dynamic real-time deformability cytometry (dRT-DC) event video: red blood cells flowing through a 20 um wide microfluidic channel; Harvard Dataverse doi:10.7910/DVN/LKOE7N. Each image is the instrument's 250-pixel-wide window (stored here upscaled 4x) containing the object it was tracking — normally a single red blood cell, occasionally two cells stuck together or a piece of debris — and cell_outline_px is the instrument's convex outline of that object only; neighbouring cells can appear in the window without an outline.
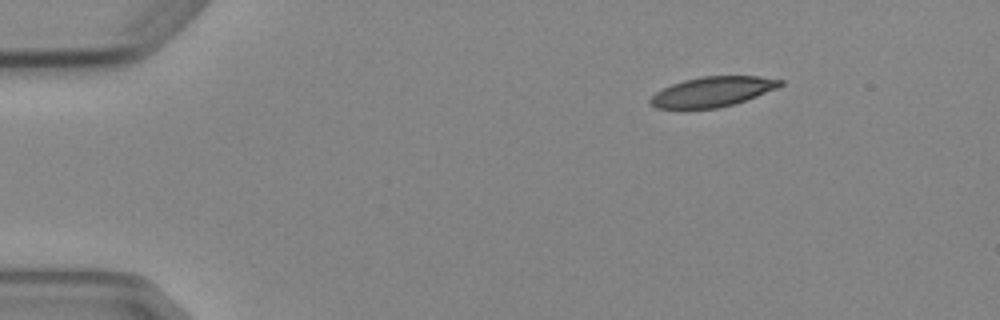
{"species": "Egyptian fruit bat (a non-hibernating species)", "species_latin": "Rousettus aegyptiacus", "temperature_condition": "cold", "stored_images_in_passage": 4, "camera_frame_rate_fps": 3000, "um_per_image_px": 0.085, "animal": {"sex": "female"}, "frame": {"image": 1, "passage_image": 1, "time_ms": 0.0, "image_size_px": [1000, 320], "cell_outline_px": [[784, 84], [776, 88], [756, 96], [732, 104], [716, 108], [656, 108], [648, 104], [648, 100], [656, 92], [672, 84], [684, 80], [700, 76], [760, 76], [784, 80]], "centroid_in_image_um": [60.55, 7.78], "position_along_channel_um": 24.5, "area_um2": 22.48}}
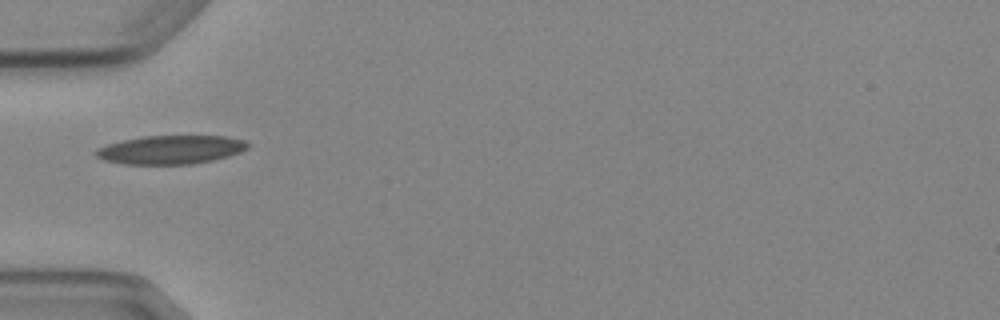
{"frame": {"image": 2, "passage_image": 3, "time_ms": 3.333, "image_size_px": [1000, 320], "cell_outline_px": [[248, 148], [240, 152], [228, 156], [212, 160], [192, 164], [124, 164], [104, 160], [96, 156], [92, 152], [96, 148], [108, 144], [124, 140], [144, 136], [224, 136], [244, 140], [248, 144]], "centroid_in_image_um": [14.48, 12.73], "position_along_channel_um": 70.5, "area_um2": 25.26}}
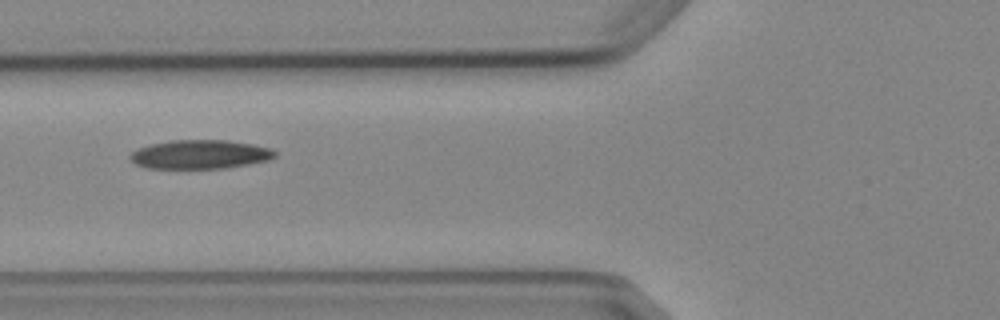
{"frame": {"image": 3, "passage_image": 4, "time_ms": 4.333, "image_size_px": [1000, 320], "cell_outline_px": [[276, 156], [268, 160], [248, 164], [224, 168], [148, 168], [136, 164], [128, 156], [132, 152], [140, 148], [152, 144], [172, 140], [228, 140], [252, 144], [272, 148], [276, 152]], "centroid_in_image_um": [17.03, 13.12], "position_along_channel_um": 108.8, "area_um2": 24.22}}